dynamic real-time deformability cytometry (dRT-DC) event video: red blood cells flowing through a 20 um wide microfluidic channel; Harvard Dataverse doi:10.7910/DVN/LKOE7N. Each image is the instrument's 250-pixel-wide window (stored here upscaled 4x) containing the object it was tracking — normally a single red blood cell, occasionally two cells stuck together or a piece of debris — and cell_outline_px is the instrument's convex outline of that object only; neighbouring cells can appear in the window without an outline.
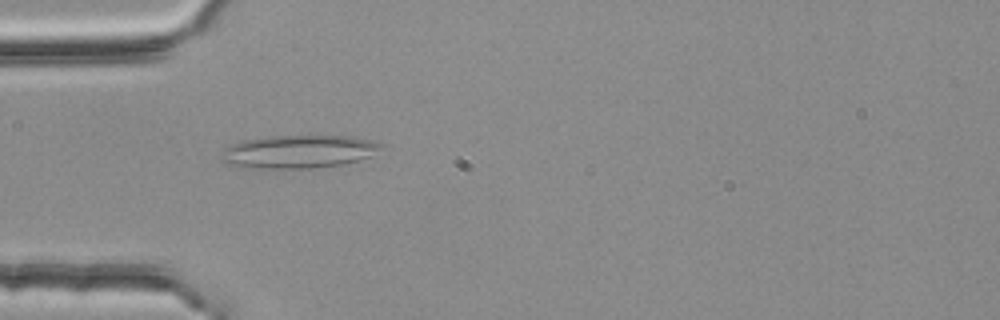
{"species": "common noctule bat (a hibernating species)", "species_latin": "Nyctalus noctula", "temperature_condition": "room temperature", "stored_images_in_passage": 41, "camera_frame_rate_fps": 3000, "um_per_image_px": 0.085, "animal": {"sex": "female", "body_mass_g": 25.1}, "frame": {"image": 1, "passage_image": 3, "time_ms": 0.667, "image_size_px": [1000, 320], "cell_outline_px": [[384, 144], [380, 148], [368, 156], [344, 164], [308, 168], [260, 168], [232, 164], [220, 160], [220, 152], [224, 148], [240, 140], [268, 136], [356, 136]], "centroid_in_image_um": [25.34, 12.87], "position_along_channel_um": 59.7, "area_um2": 30.52}}
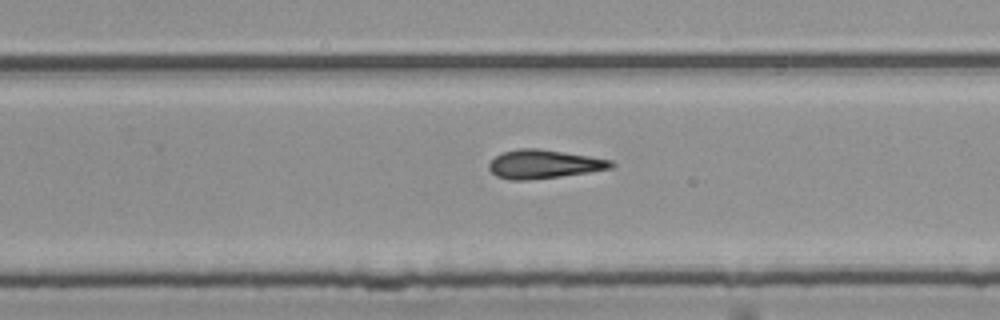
{"frame": {"image": 2, "passage_image": 21, "time_ms": 6.667, "image_size_px": [1000, 320], "cell_outline_px": [[616, 164], [612, 168], [588, 172], [560, 176], [528, 180], [512, 180], [496, 176], [488, 168], [488, 164], [496, 156], [504, 152], [520, 148], [536, 148], [588, 156], [612, 160]], "centroid_in_image_um": [46.22, 13.95], "position_along_channel_um": 283.6, "area_um2": 20.17}}
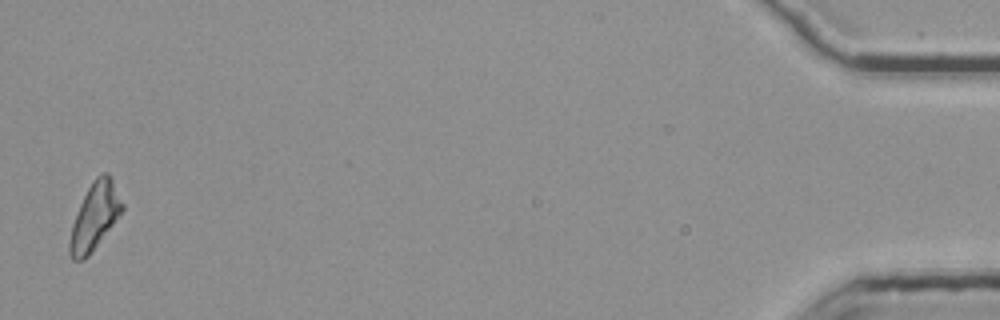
{"frame": {"image": 3, "passage_image": 40, "time_ms": 13.0, "image_size_px": [1000, 320], "cell_outline_px": [[124, 208], [92, 252], [84, 260], [72, 260], [68, 252], [68, 240], [72, 224], [80, 204], [88, 188], [96, 176], [100, 172], [108, 172], [124, 204]], "centroid_in_image_um": [8.02, 18.41], "position_along_channel_um": 427.2, "area_um2": 20.29}}